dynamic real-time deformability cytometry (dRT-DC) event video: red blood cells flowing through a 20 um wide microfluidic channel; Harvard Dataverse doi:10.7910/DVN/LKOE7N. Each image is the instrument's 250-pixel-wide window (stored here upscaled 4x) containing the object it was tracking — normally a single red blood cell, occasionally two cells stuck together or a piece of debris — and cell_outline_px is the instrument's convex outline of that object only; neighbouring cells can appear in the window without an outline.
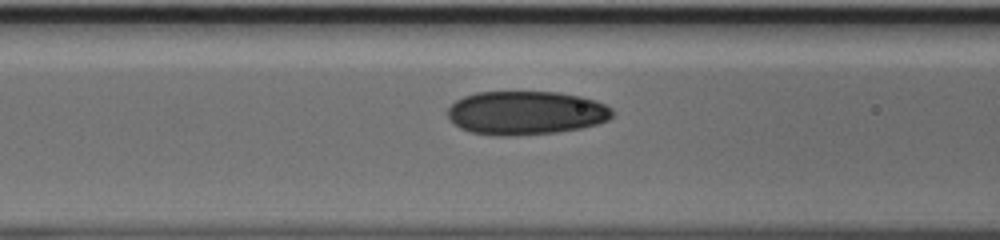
{"species": "human", "species_latin": "Homo sapiens", "temperature_condition": "cold", "stored_images_in_passage": 18, "camera_frame_rate_fps": 3000, "um_per_image_px": 0.085, "donor": {"sex": "male"}, "frame": {"image": 1, "passage_image": 16, "time_ms": 5.0, "image_size_px": [1000, 240], "cell_outline_px": [[612, 116], [608, 120], [596, 124], [580, 128], [556, 132], [504, 136], [496, 136], [472, 132], [460, 128], [448, 116], [448, 108], [456, 100], [464, 96], [476, 92], [556, 92], [580, 96], [596, 100], [612, 108]], "centroid_in_image_um": [44.7, 9.59], "position_along_channel_um": 121.9, "area_um2": 41.73}}